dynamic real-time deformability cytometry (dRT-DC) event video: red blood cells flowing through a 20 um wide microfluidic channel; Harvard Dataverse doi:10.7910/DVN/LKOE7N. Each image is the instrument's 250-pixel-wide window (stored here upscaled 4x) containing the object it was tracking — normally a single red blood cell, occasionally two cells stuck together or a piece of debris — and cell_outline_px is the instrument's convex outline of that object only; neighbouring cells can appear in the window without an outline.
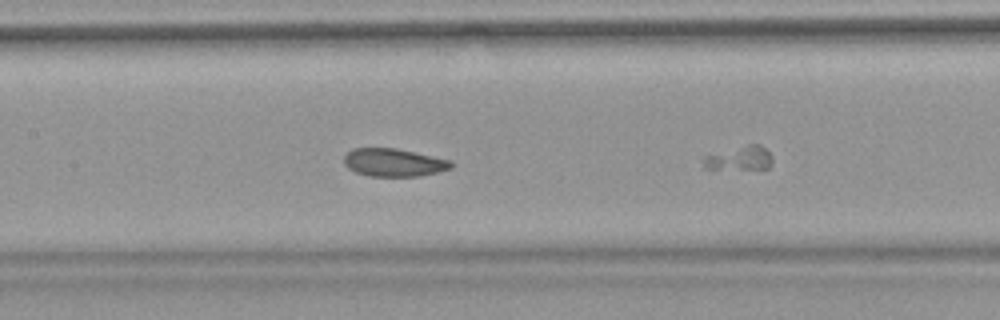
{"species": "common noctule bat (a hibernating species)", "species_latin": "Nyctalus noctula", "temperature_condition": "warm", "stored_images_in_passage": 15, "camera_frame_rate_fps": 3000, "um_per_image_px": 0.085, "animal": {"sex": "female", "body_mass_g": 18.4}, "frame": {"image": 1, "passage_image": 12, "time_ms": 3.667, "image_size_px": [1000, 320], "cell_outline_px": [[456, 164], [452, 168], [420, 176], [368, 176], [356, 172], [348, 168], [344, 164], [344, 156], [352, 148], [396, 148], [452, 160]], "centroid_in_image_um": [33.49, 13.81], "position_along_channel_um": 173.9, "area_um2": 17.57}}